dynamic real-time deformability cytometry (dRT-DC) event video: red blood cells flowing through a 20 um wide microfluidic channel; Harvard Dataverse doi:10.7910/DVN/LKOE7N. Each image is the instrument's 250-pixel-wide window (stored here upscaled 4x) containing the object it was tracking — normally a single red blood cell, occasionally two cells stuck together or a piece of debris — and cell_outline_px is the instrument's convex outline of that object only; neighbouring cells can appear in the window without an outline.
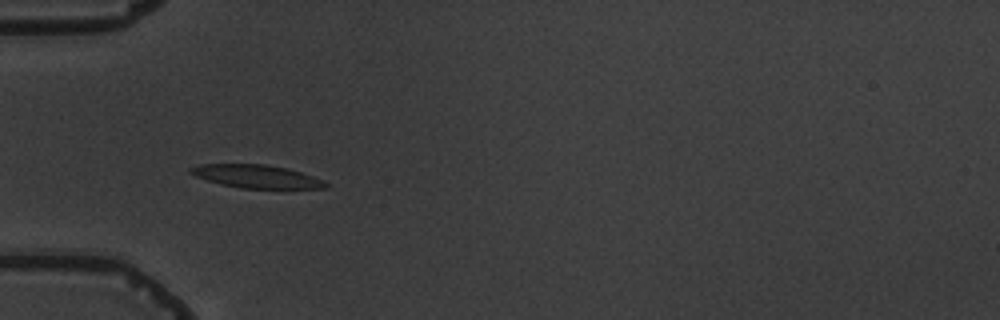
{"species": "common noctule bat (a hibernating species)", "species_latin": "Nyctalus noctula", "temperature_condition": "warm", "stored_images_in_passage": 5, "camera_frame_rate_fps": 3000, "um_per_image_px": 0.085, "animal": {"sex": "male", "body_mass_g": 19.5, "forearm_length_mm": 54.6}, "frame": {"image": 1, "passage_image": 5, "time_ms": 4.667, "image_size_px": [1000, 320], "cell_outline_px": [[328, 184], [324, 188], [240, 188], [220, 184], [196, 176], [188, 172], [188, 168], [200, 164], [264, 164], [288, 168], [312, 176]], "centroid_in_image_um": [21.73, 14.98], "position_along_channel_um": 63.3, "area_um2": 17.98}}